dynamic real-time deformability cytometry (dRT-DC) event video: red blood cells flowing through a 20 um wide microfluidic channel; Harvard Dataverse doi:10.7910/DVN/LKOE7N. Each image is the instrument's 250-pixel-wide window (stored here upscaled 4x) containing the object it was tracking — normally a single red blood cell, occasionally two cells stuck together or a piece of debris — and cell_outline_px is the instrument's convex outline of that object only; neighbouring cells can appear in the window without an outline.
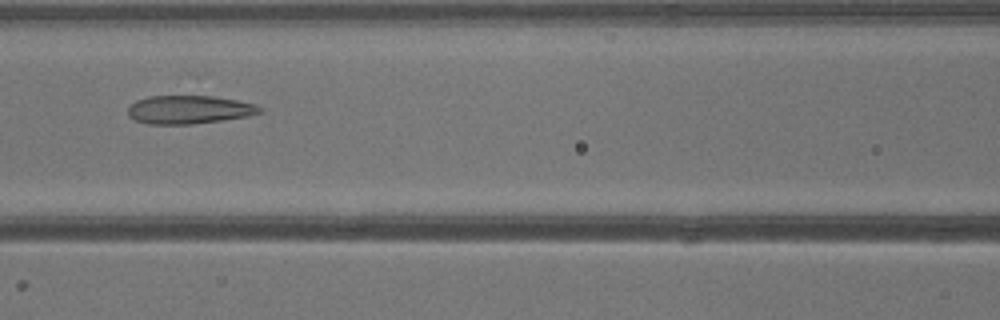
{"species": "common noctule bat (a hibernating species)", "species_latin": "Nyctalus noctula", "temperature_condition": "warm", "stored_images_in_passage": 30, "camera_frame_rate_fps": 3000, "um_per_image_px": 0.085, "animal": {"sex": "male", "body_mass_g": 13.3}, "frame": {"image": 1, "passage_image": 8, "time_ms": 2.333, "image_size_px": [1000, 320], "cell_outline_px": [[264, 112], [248, 116], [192, 124], [148, 124], [136, 120], [128, 116], [128, 108], [136, 100], [148, 96], [212, 96], [236, 100], [256, 104], [264, 108]], "centroid_in_image_um": [16.1, 9.31], "position_along_channel_um": 150.5, "area_um2": 21.79}}
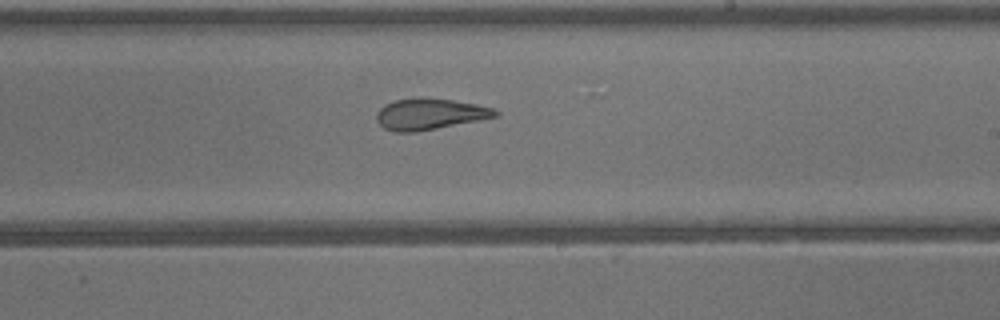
{"frame": {"image": 2, "passage_image": 14, "time_ms": 4.333, "image_size_px": [1000, 320], "cell_outline_px": [[500, 116], [480, 120], [416, 132], [396, 132], [384, 128], [376, 120], [376, 112], [384, 104], [396, 100], [416, 96], [420, 96], [452, 100], [476, 104], [492, 108], [500, 112]], "centroid_in_image_um": [36.52, 9.68], "position_along_channel_um": 252.5, "area_um2": 21.85}}
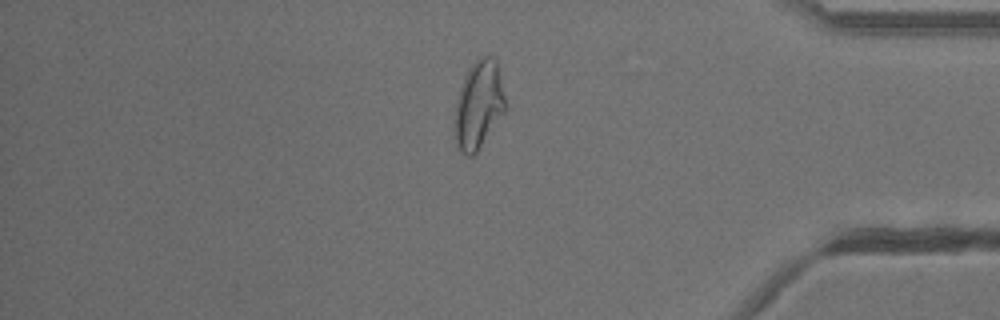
{"frame": {"image": 3, "passage_image": 24, "time_ms": 7.667, "image_size_px": [1000, 320], "cell_outline_px": [[508, 108], [476, 152], [472, 156], [468, 156], [460, 152], [456, 144], [456, 100], [464, 76], [468, 68], [480, 56], [492, 56], [496, 60]], "centroid_in_image_um": [40.71, 8.89], "position_along_channel_um": 394.5, "area_um2": 25.84}}